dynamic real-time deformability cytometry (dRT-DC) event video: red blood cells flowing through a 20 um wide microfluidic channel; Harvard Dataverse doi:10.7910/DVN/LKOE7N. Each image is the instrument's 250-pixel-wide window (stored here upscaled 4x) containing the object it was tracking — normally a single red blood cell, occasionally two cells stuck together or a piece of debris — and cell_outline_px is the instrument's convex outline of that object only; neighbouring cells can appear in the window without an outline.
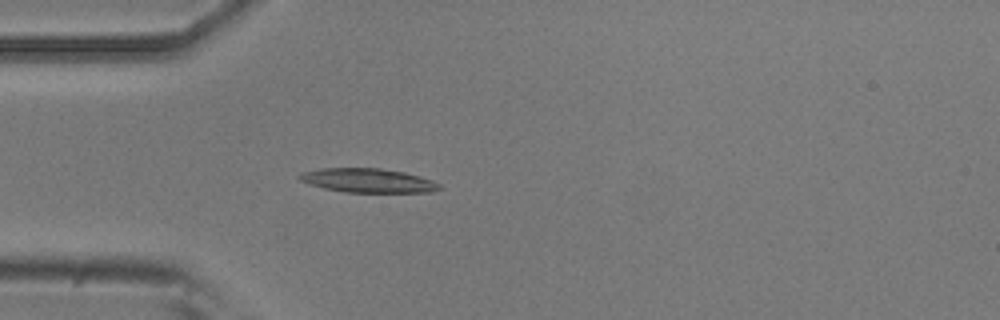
{"species": "common noctule bat (a hibernating species)", "species_latin": "Nyctalus noctula", "temperature_condition": "room temperature", "stored_images_in_passage": 5, "camera_frame_rate_fps": 3000, "um_per_image_px": 0.085, "animal": {"sex": "male", "body_mass_g": 20.5, "forearm_length_mm": 52.5}, "frame": {"image": 1, "passage_image": 4, "time_ms": 1.0, "image_size_px": [1000, 320], "cell_outline_px": [[444, 188], [432, 192], [344, 192], [324, 188], [308, 184], [300, 180], [296, 176], [304, 172], [320, 168], [380, 168], [404, 172], [432, 180], [440, 184]], "centroid_in_image_um": [31.28, 15.34], "position_along_channel_um": 53.7, "area_um2": 19.65}}